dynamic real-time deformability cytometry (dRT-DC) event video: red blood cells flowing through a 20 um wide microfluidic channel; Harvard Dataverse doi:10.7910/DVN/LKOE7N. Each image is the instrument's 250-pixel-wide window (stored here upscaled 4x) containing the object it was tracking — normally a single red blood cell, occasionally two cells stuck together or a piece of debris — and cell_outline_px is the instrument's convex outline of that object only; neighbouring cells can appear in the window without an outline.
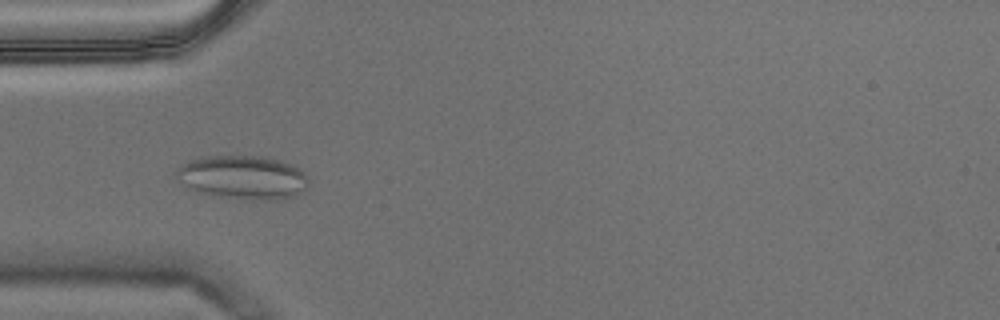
{"species": "Egyptian fruit bat (a non-hibernating species)", "species_latin": "Rousettus aegyptiacus", "temperature_condition": "warm", "stored_images_in_passage": 58, "camera_frame_rate_fps": 3000, "um_per_image_px": 0.085, "animal": {"sex": "male"}, "frame": {"image": 1, "passage_image": 18, "time_ms": 5.667, "image_size_px": [1000, 320], "cell_outline_px": [[308, 188], [300, 192], [280, 200], [268, 200], [220, 196], [196, 192], [184, 184], [176, 176], [176, 168], [180, 164], [192, 160], [208, 156], [268, 156], [292, 164], [300, 168], [308, 176]], "centroid_in_image_um": [20.68, 15.06], "position_along_channel_um": 64.3, "area_um2": 33.64}}
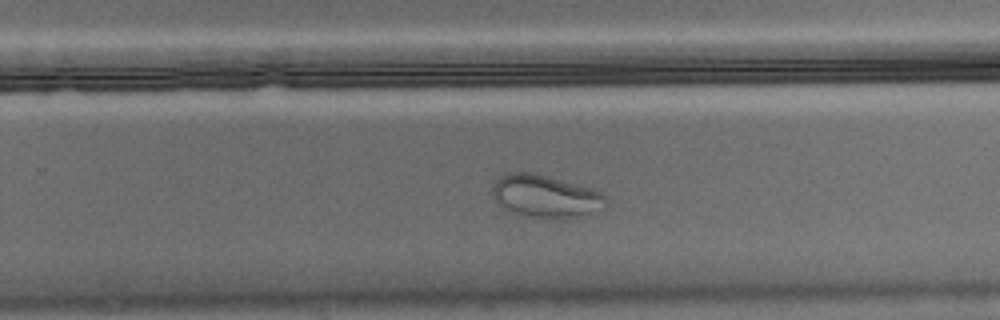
{"frame": {"image": 2, "passage_image": 37, "time_ms": 12.0, "image_size_px": [1000, 320], "cell_outline_px": [[608, 204], [588, 212], [572, 216], [532, 216], [516, 212], [504, 208], [492, 196], [492, 188], [496, 180], [500, 176], [508, 172], [532, 172], [548, 176], [588, 188], [600, 192], [608, 200]], "centroid_in_image_um": [46.29, 16.62], "position_along_channel_um": 283.5, "area_um2": 26.82}}
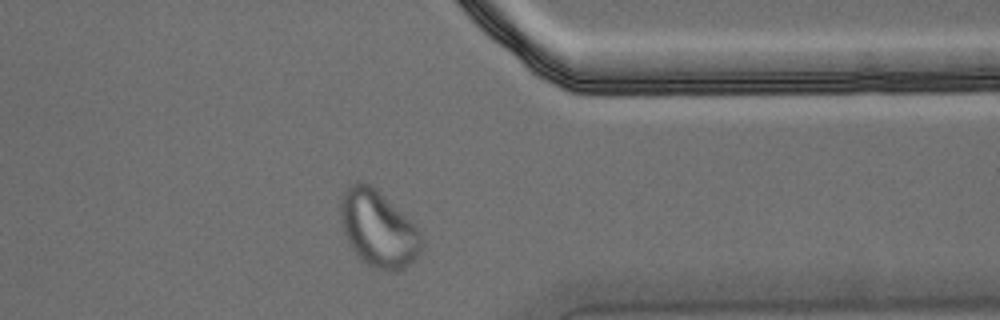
{"frame": {"image": 3, "passage_image": 46, "time_ms": 15.0, "image_size_px": [1000, 320], "cell_outline_px": [[424, 244], [420, 252], [404, 268], [392, 272], [388, 272], [376, 268], [368, 264], [348, 244], [340, 220], [340, 204], [344, 192], [348, 184], [356, 180], [360, 180], [376, 188], [420, 228]], "centroid_in_image_um": [32.16, 19.41], "position_along_channel_um": 379.2, "area_um2": 36.3}}